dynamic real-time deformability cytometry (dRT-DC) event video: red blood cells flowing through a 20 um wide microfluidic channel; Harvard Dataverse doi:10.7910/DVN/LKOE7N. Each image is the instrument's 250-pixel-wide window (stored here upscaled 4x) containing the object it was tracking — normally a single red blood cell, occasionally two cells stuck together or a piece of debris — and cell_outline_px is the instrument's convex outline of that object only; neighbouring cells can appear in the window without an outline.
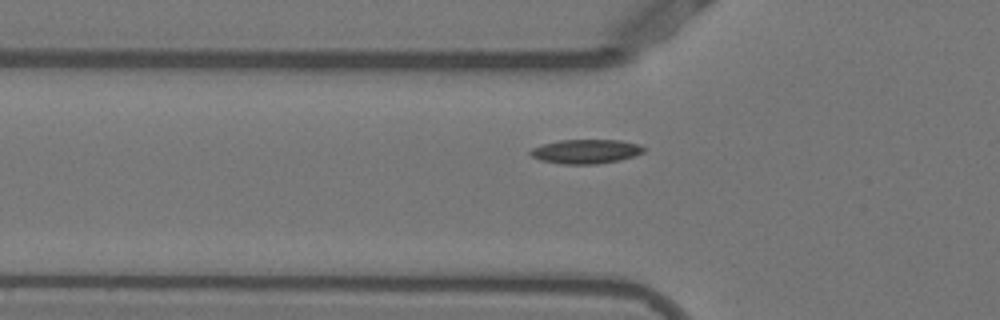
{"species": "Egyptian fruit bat (a non-hibernating species)", "species_latin": "Rousettus aegyptiacus", "temperature_condition": "warm", "stored_images_in_passage": 10, "camera_frame_rate_fps": 3000, "um_per_image_px": 0.085, "animal": {"sex": "female"}, "frame": {"image": 1, "passage_image": 10, "time_ms": 3.0, "image_size_px": [1000, 320], "cell_outline_px": [[644, 152], [636, 156], [620, 160], [596, 164], [560, 164], [540, 160], [532, 156], [528, 152], [532, 148], [544, 144], [560, 140], [620, 140], [640, 144], [644, 148]], "centroid_in_image_um": [49.82, 12.88], "position_along_channel_um": 76.0, "area_um2": 16.07}}